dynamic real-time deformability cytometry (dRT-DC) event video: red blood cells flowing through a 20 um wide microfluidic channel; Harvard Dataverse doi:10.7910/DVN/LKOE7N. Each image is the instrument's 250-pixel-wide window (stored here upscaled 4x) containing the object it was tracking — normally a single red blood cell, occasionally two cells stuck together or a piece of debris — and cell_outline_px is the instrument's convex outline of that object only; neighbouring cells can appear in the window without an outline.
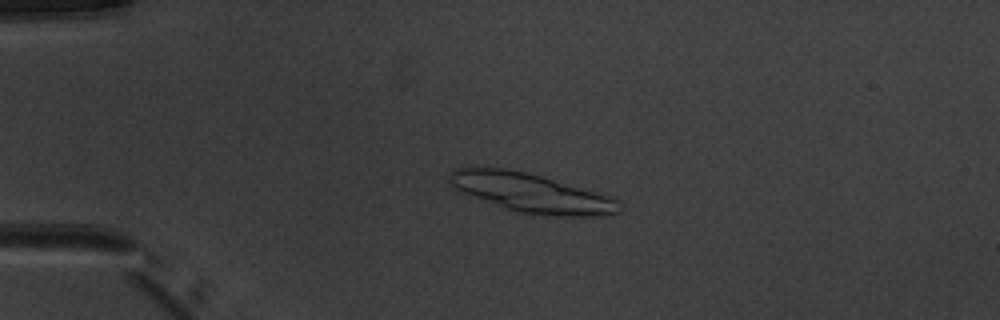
{"species": "common noctule bat (a hibernating species)", "species_latin": "Nyctalus noctula", "temperature_condition": "warm", "stored_images_in_passage": 50, "segment_of_instrument_passage": [1, 2], "camera_frame_rate_fps": 3000, "um_per_image_px": 0.085, "animal": {"sex": "male", "body_mass_g": 20.1, "forearm_length_mm": 53.5}, "frame": {"image": 1, "passage_image": 12, "time_ms": 3.667, "image_size_px": [1000, 320], "cell_outline_px": [[624, 204], [620, 212], [612, 216], [532, 216], [516, 212], [504, 208], [460, 192], [452, 188], [448, 184], [448, 172], [452, 168], [504, 168], [524, 172], [540, 176], [596, 192], [608, 196]], "centroid_in_image_um": [45.14, 16.43], "position_along_channel_um": 39.9, "area_um2": 39.02}}